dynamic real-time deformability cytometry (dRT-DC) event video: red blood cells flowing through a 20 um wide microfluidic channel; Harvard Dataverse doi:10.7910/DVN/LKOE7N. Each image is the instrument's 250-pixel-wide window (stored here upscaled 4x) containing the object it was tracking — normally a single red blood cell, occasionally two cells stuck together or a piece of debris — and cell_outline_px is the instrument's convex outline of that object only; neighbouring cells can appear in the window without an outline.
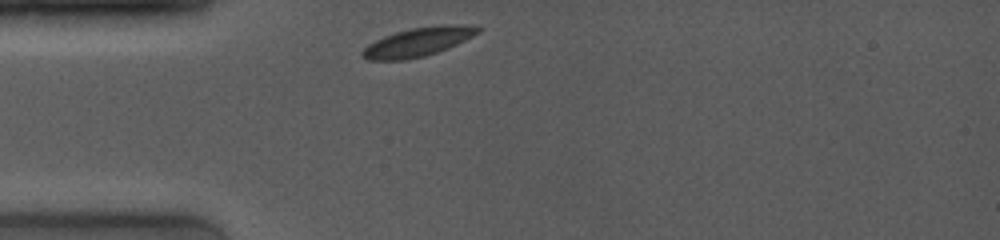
{"species": "common noctule bat (a hibernating species)", "species_latin": "Nyctalus noctula", "temperature_condition": "room temperature", "stored_images_in_passage": 32, "camera_frame_rate_fps": 4000, "um_per_image_px": 0.085, "animal": {"sex": "female", "body_mass_g": 19.0, "forearm_length_mm": 53.3}, "frame": {"image": 1, "passage_image": 1, "time_ms": 0.0, "image_size_px": [1000, 240], "cell_outline_px": [[480, 32], [448, 48], [424, 56], [404, 60], [368, 60], [360, 56], [360, 52], [368, 44], [384, 36], [396, 32], [412, 28], [480, 28]], "centroid_in_image_um": [35.31, 3.66], "position_along_channel_um": 49.7, "area_um2": 18.03}}
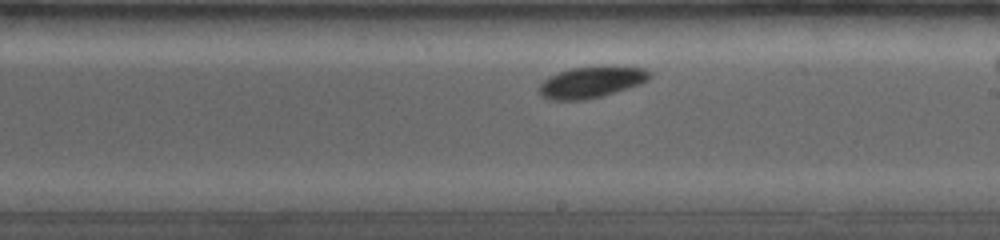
{"frame": {"image": 2, "passage_image": 21, "time_ms": 5.25, "image_size_px": [1000, 240], "cell_outline_px": [[652, 76], [648, 80], [640, 84], [600, 96], [584, 100], [552, 100], [540, 96], [540, 84], [544, 80], [560, 72], [572, 68], [600, 64], [608, 64], [644, 68], [652, 72]], "centroid_in_image_um": [50.32, 6.94], "position_along_channel_um": 238.7, "area_um2": 20.46}}
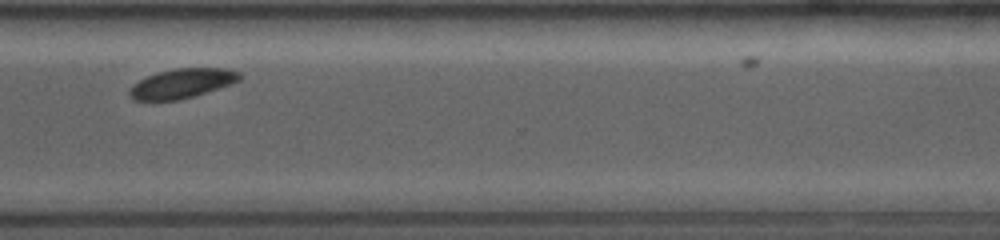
{"frame": {"image": 3, "passage_image": 29, "time_ms": 8.25, "image_size_px": [1000, 240], "cell_outline_px": [[244, 76], [240, 80], [232, 84], [192, 96], [176, 100], [136, 100], [132, 96], [132, 88], [140, 80], [148, 76], [160, 72], [176, 68], [224, 68], [240, 72]], "centroid_in_image_um": [15.59, 7.07], "position_along_channel_um": 355.0, "area_um2": 18.38}}